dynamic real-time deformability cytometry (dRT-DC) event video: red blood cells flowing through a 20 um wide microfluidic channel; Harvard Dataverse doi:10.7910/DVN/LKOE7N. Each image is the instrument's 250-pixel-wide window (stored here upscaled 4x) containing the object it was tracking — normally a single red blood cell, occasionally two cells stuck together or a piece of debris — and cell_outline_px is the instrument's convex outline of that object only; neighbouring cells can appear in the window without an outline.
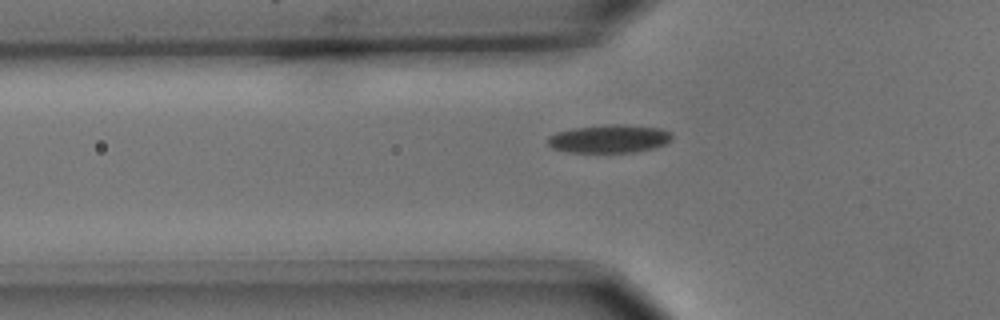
{"species": "common noctule bat (a hibernating species)", "species_latin": "Nyctalus noctula", "temperature_condition": "cold", "stored_images_in_passage": 42, "camera_frame_rate_fps": 3000, "um_per_image_px": 0.085, "animal": {"sex": "male", "body_mass_g": 15.6}, "frame": {"image": 1, "passage_image": 6, "time_ms": 1.667, "image_size_px": [1000, 320], "cell_outline_px": [[672, 140], [664, 144], [652, 148], [632, 152], [568, 152], [552, 148], [548, 144], [548, 136], [556, 132], [572, 128], [616, 124], [624, 124], [660, 128], [672, 132]], "centroid_in_image_um": [51.79, 11.79], "position_along_channel_um": 74.0, "area_um2": 20.35}}
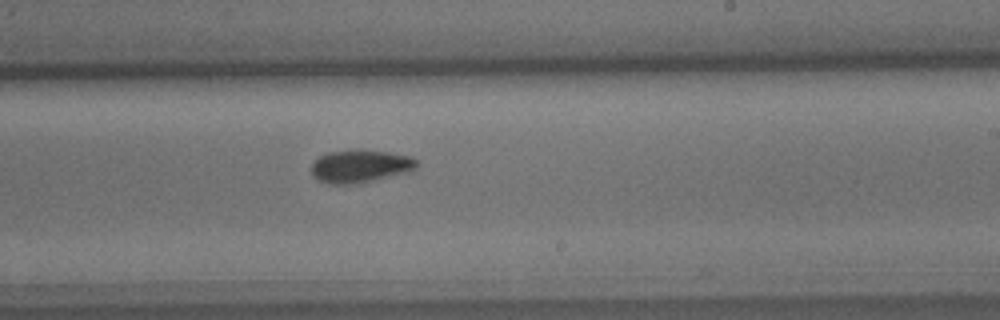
{"frame": {"image": 2, "passage_image": 21, "time_ms": 6.667, "image_size_px": [1000, 320], "cell_outline_px": [[420, 160], [416, 168], [408, 172], [372, 180], [352, 184], [328, 184], [312, 176], [312, 164], [320, 156], [328, 152], [356, 148], [388, 152], [412, 156]], "centroid_in_image_um": [30.65, 14.1], "position_along_channel_um": 258.4, "area_um2": 20.35}}
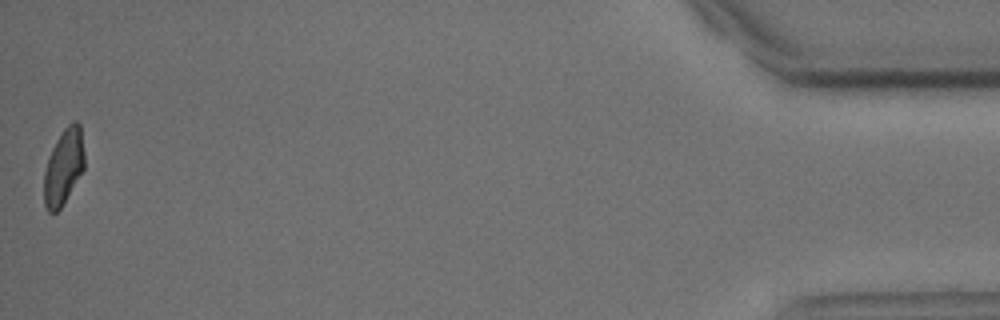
{"frame": {"image": 3, "passage_image": 42, "time_ms": 13.667, "image_size_px": [1000, 320], "cell_outline_px": [[84, 168], [60, 208], [56, 212], [48, 212], [44, 204], [44, 172], [48, 156], [56, 140], [64, 128], [72, 120], [76, 120], [80, 124], [84, 152]], "centroid_in_image_um": [5.4, 14.14], "position_along_channel_um": 429.8, "area_um2": 17.74}, "authors_computed_cell_mechanics": {"area_um2": 19.5942, "velocity_mm_per_s": 3.669, "shape_relaxation_time_tau1_ms": 2.887, "shape_relaxation_time_tau2_ms": 3.0001, "deformation_change_tau1": 0.0978, "deformation_change_tau2": 0.072}}